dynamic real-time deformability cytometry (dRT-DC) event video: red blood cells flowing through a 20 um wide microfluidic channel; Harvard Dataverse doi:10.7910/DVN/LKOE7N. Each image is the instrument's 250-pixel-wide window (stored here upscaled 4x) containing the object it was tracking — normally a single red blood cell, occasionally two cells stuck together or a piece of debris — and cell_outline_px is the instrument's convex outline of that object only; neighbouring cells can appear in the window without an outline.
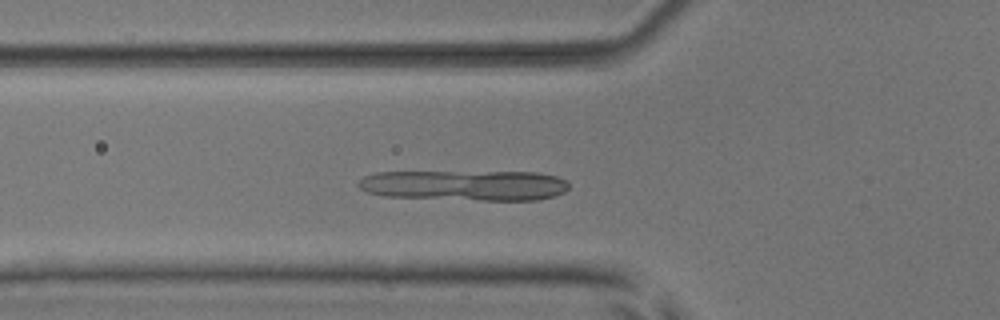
{"species": "common noctule bat (a hibernating species)", "species_latin": "Nyctalus noctula", "temperature_condition": "room temperature", "stored_images_in_passage": 44, "camera_frame_rate_fps": 3000, "um_per_image_px": 0.085, "animal": {"sex": "male", "body_mass_g": 17.9, "forearm_length_mm": 54.2}, "frame": {"image": 1, "passage_image": 10, "time_ms": 3.0, "image_size_px": [1000, 320], "cell_outline_px": [[568, 188], [564, 192], [556, 196], [536, 200], [480, 200], [384, 196], [368, 192], [360, 188], [356, 184], [364, 176], [376, 172], [536, 172], [556, 176], [568, 180]], "centroid_in_image_um": [39.54, 15.75], "position_along_channel_um": 86.3, "area_um2": 37.45}}
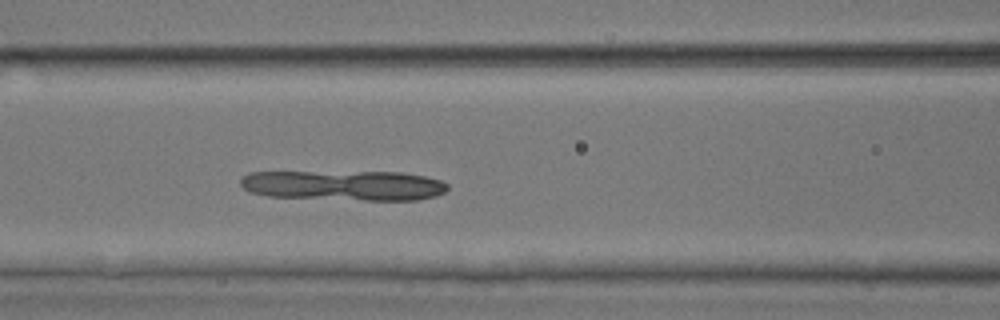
{"frame": {"image": 2, "passage_image": 14, "time_ms": 4.333, "image_size_px": [1000, 320], "cell_outline_px": [[448, 188], [444, 192], [436, 196], [416, 200], [364, 200], [268, 196], [248, 192], [240, 184], [240, 180], [248, 172], [404, 172], [424, 176], [440, 180], [448, 184]], "centroid_in_image_um": [29.24, 15.76], "position_along_channel_um": 137.4, "area_um2": 36.41}}
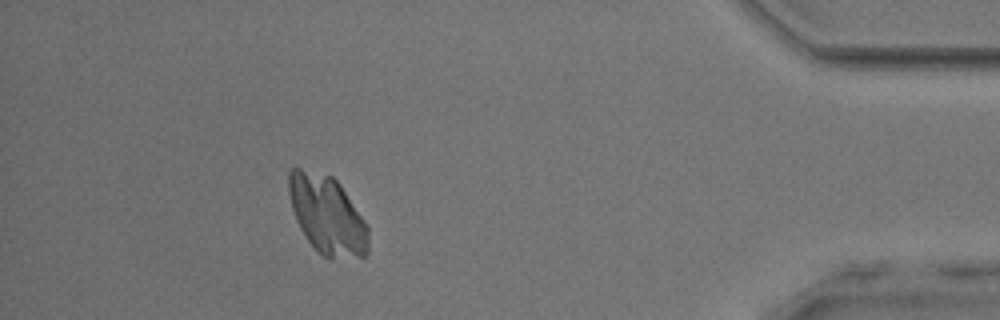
{"frame": {"image": 3, "passage_image": 39, "time_ms": 12.667, "image_size_px": [1000, 320], "cell_outline_px": [[368, 252], [364, 256], [324, 256], [316, 252], [304, 236], [296, 220], [292, 208], [288, 192], [288, 172], [292, 168], [300, 168], [332, 176], [340, 184], [368, 228]], "centroid_in_image_um": [27.76, 18.25], "position_along_channel_um": 407.4, "area_um2": 35.84}}